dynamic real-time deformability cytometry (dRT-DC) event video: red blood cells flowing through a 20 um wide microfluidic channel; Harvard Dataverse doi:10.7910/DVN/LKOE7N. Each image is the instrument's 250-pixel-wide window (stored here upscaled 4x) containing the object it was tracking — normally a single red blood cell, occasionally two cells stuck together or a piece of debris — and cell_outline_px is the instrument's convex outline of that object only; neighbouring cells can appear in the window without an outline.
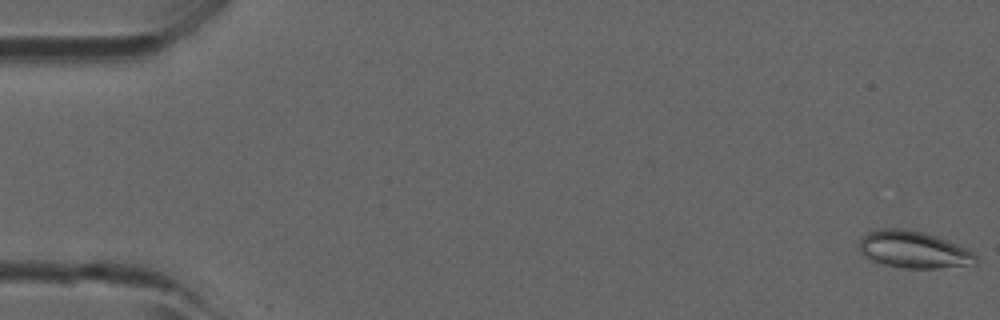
{"species": "common noctule bat (a hibernating species)", "species_latin": "Nyctalus noctula", "temperature_condition": "room temperature", "stored_images_in_passage": 8, "camera_frame_rate_fps": 3000, "um_per_image_px": 0.085, "animal": {"sex": "male", "forearm_length_mm": 52.5}, "frame": {"image": 1, "passage_image": 1, "time_ms": 0.0, "image_size_px": [1000, 320], "cell_outline_px": [[980, 260], [976, 264], [940, 268], [904, 268], [884, 264], [872, 260], [864, 256], [860, 252], [860, 236], [868, 232], [880, 228], [900, 228], [924, 232], [948, 240], [972, 252]], "centroid_in_image_um": [77.65, 21.21], "position_along_channel_um": 7.4, "area_um2": 25.2}}